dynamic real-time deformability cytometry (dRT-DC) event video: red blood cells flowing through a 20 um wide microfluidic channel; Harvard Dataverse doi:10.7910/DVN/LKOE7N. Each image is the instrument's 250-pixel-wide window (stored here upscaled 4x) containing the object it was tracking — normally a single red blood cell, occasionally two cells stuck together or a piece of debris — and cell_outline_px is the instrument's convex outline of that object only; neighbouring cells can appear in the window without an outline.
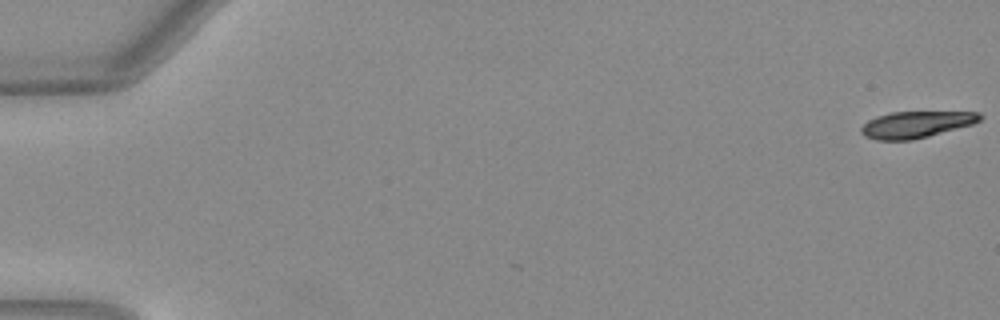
{"species": "Egyptian fruit bat (a non-hibernating species)", "species_latin": "Rousettus aegyptiacus", "temperature_condition": "warm", "stored_images_in_passage": 17, "camera_frame_rate_fps": 3000, "um_per_image_px": 0.085, "animal": {"sex": "female"}, "frame": {"image": 1, "passage_image": 1, "time_ms": 0.0, "image_size_px": [1000, 320], "cell_outline_px": [[984, 116], [980, 120], [972, 124], [928, 136], [912, 140], [876, 140], [864, 136], [860, 132], [860, 128], [868, 120], [876, 116], [892, 112], [980, 112]], "centroid_in_image_um": [77.84, 10.58], "position_along_channel_um": 7.2, "area_um2": 18.32}}
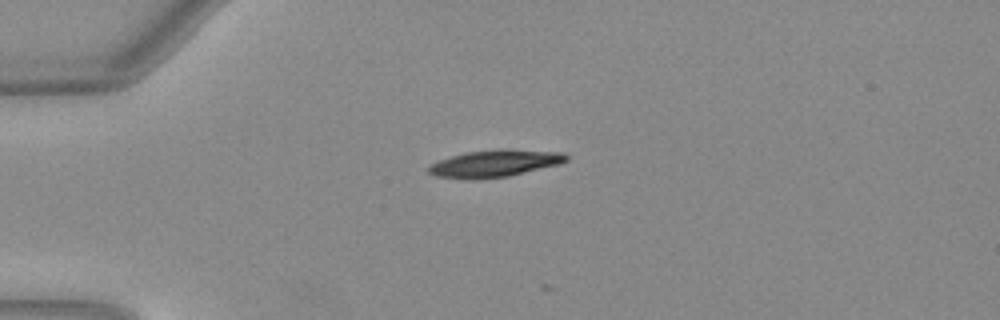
{"frame": {"image": 2, "passage_image": 14, "time_ms": 4.333, "image_size_px": [1000, 320], "cell_outline_px": [[568, 160], [560, 164], [508, 176], [468, 180], [464, 180], [436, 176], [428, 172], [428, 168], [432, 164], [440, 160], [464, 152], [500, 148], [508, 148], [564, 152], [568, 156]], "centroid_in_image_um": [42.08, 13.88], "position_along_channel_um": 42.9, "area_um2": 22.02}}